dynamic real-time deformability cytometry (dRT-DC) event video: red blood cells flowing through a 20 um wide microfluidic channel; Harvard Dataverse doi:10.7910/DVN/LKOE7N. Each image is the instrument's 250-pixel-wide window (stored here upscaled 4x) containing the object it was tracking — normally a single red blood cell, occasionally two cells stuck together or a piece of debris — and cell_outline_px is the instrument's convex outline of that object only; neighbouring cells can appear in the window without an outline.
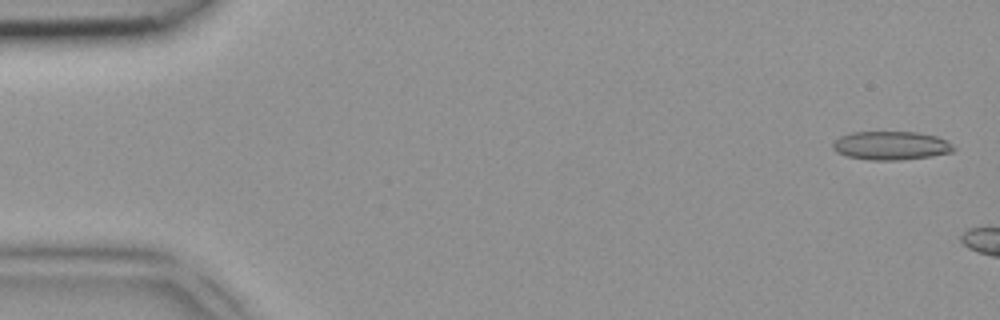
{"species": "common noctule bat (a hibernating species)", "species_latin": "Nyctalus noctula", "temperature_condition": "room temperature", "stored_images_in_passage": 3, "camera_frame_rate_fps": 3000, "um_per_image_px": 0.085, "animal": {"sex": "female", "body_mass_g": 18.4}, "frame": {"image": 1, "passage_image": 1, "time_ms": 0.0, "image_size_px": [1000, 320], "cell_outline_px": [[956, 148], [952, 152], [932, 156], [900, 160], [868, 160], [848, 156], [836, 152], [832, 148], [832, 144], [840, 136], [852, 132], [916, 132], [936, 136], [948, 140]], "centroid_in_image_um": [75.75, 12.37], "position_along_channel_um": 9.2, "area_um2": 20.23}}